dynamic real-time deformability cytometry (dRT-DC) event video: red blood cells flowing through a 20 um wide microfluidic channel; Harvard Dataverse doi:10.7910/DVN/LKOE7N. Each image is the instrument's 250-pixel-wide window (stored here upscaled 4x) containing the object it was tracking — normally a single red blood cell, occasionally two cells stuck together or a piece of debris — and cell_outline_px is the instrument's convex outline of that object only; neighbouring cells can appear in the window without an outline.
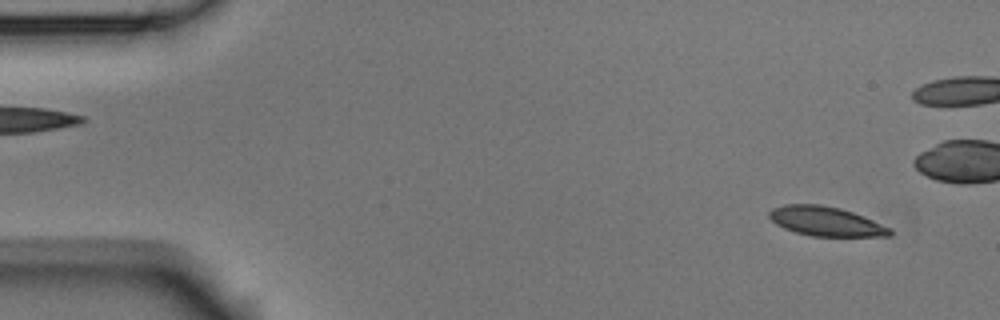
{"species": "Egyptian fruit bat (a non-hibernating species)", "species_latin": "Rousettus aegyptiacus", "temperature_condition": "room temperature", "stored_images_in_passage": 3, "segment_of_instrument_passage": [2, 2], "camera_frame_rate_fps": 3000, "um_per_image_px": 0.085, "animal": {"sex": "male"}, "frame": {"image": 1, "passage_image": 3, "time_ms": 0.667, "image_size_px": [1000, 320], "cell_outline_px": [[892, 236], [812, 236], [796, 232], [784, 228], [776, 224], [768, 216], [768, 212], [772, 208], [784, 204], [820, 204], [840, 208], [864, 216], [892, 228]], "centroid_in_image_um": [70.21, 18.81], "position_along_channel_um": 14.8, "area_um2": 20.75}}